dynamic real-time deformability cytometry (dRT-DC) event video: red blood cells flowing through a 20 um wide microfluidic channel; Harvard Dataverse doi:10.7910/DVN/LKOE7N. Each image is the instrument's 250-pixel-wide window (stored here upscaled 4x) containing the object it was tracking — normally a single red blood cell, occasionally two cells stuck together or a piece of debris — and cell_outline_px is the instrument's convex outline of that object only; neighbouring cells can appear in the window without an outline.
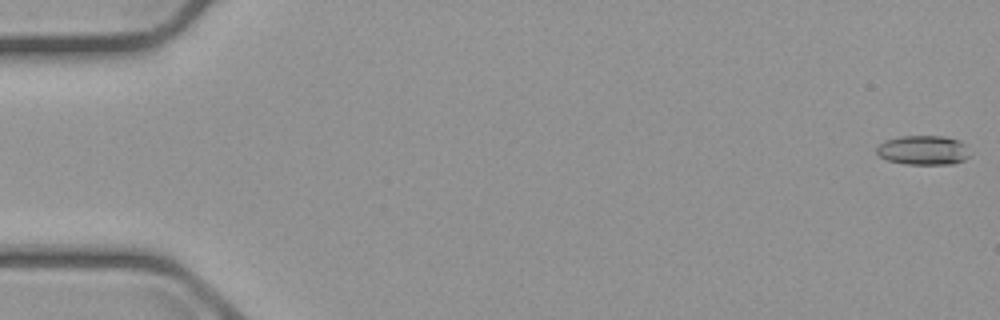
{"species": "common noctule bat (a hibernating species)", "species_latin": "Nyctalus noctula", "temperature_condition": "cold", "stored_images_in_passage": 5, "camera_frame_rate_fps": 3000, "um_per_image_px": 0.085, "animal": {"sex": "male", "body_mass_g": 23.1, "forearm_length_mm": 52.7}, "frame": {"image": 1, "passage_image": 1, "time_ms": 0.0, "image_size_px": [1000, 320], "cell_outline_px": [[972, 156], [964, 160], [952, 164], [904, 164], [888, 160], [880, 156], [876, 152], [876, 148], [884, 140], [900, 136], [944, 136], [960, 140], [964, 144]], "centroid_in_image_um": [78.5, 12.76], "position_along_channel_um": 6.5, "area_um2": 16.13}}
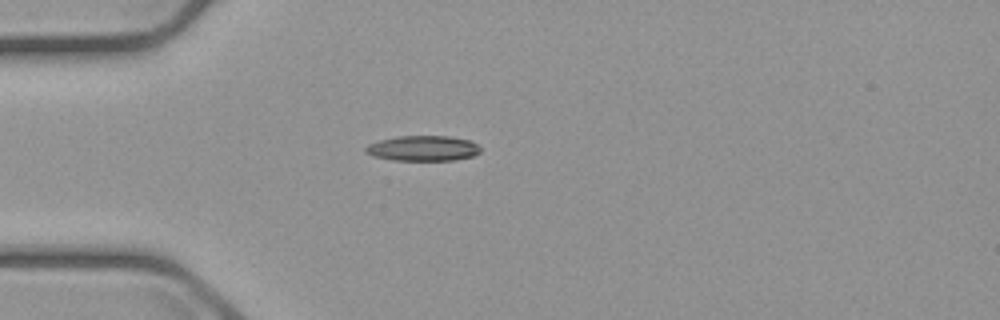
{"frame": {"image": 2, "passage_image": 4, "time_ms": 5.0, "image_size_px": [1000, 320], "cell_outline_px": [[480, 152], [472, 156], [452, 160], [392, 160], [372, 156], [364, 152], [364, 148], [368, 144], [380, 140], [396, 136], [448, 136], [468, 140], [476, 144], [480, 148]], "centroid_in_image_um": [35.89, 12.6], "position_along_channel_um": 49.1, "area_um2": 16.88}}